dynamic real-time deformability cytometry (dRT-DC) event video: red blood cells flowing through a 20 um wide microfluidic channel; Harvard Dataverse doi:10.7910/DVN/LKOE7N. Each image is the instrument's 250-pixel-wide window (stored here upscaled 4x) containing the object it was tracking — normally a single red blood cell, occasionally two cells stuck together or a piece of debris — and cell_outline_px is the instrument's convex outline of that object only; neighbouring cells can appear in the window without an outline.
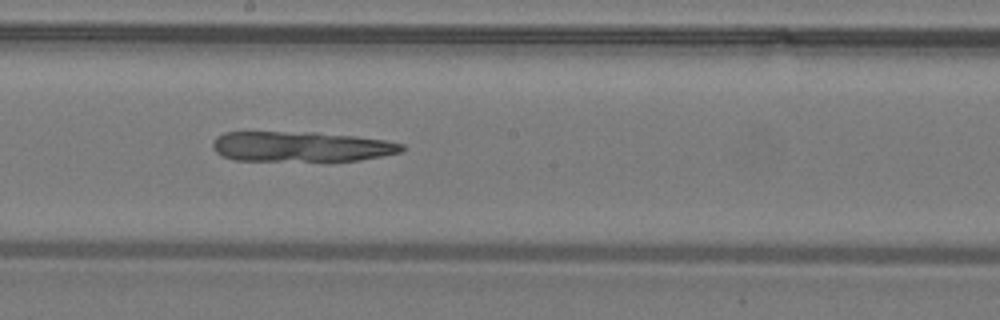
{"species": "common noctule bat (a hibernating species)", "species_latin": "Nyctalus noctula", "temperature_condition": "warm", "stored_images_in_passage": 37, "camera_frame_rate_fps": 3000, "um_per_image_px": 0.085, "animal": {"sex": "male", "body_mass_g": 19.2, "forearm_length_mm": 51.8}, "frame": {"image": 1, "passage_image": 22, "time_ms": 7.0, "image_size_px": [1000, 320], "cell_outline_px": [[408, 148], [400, 152], [360, 160], [236, 160], [224, 156], [216, 152], [212, 148], [212, 144], [216, 136], [224, 132], [316, 132], [356, 136], [384, 140], [404, 144]], "centroid_in_image_um": [25.6, 12.44], "position_along_channel_um": 222.6, "area_um2": 33.12}}
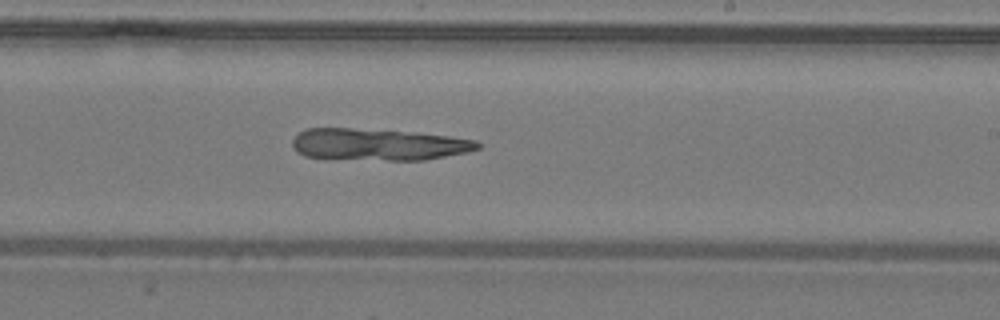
{"frame": {"image": 2, "passage_image": 24, "time_ms": 7.667, "image_size_px": [1000, 320], "cell_outline_px": [[480, 148], [468, 152], [424, 160], [388, 160], [304, 156], [296, 152], [292, 144], [292, 140], [300, 132], [308, 128], [352, 128], [448, 136], [476, 140], [480, 144]], "centroid_in_image_um": [32.15, 12.28], "position_along_channel_um": 256.8, "area_um2": 33.64}}